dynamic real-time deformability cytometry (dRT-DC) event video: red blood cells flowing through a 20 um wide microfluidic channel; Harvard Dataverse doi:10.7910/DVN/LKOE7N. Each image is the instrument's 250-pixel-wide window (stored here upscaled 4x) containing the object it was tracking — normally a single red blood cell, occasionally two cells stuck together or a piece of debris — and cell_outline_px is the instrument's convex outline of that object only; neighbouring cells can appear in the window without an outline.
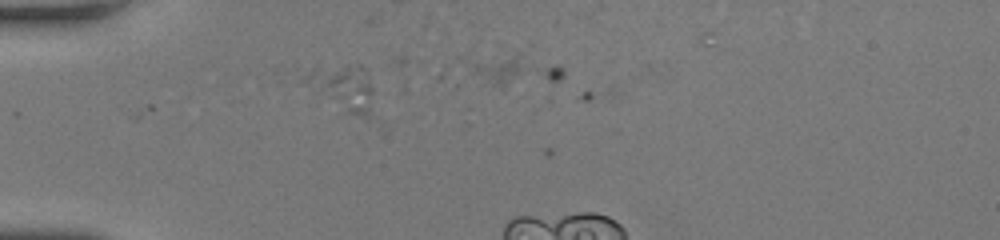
{"species": "human", "species_latin": "Homo sapiens", "temperature_condition": "room temperature", "stored_images_in_passage": 8, "camera_frame_rate_fps": 3000, "um_per_image_px": 0.085, "donor": {"sex": "female"}, "frame": {"image": 1, "passage_image": 5, "time_ms": 1.333, "image_size_px": [1000, 240], "cell_outline_px": [[372, 92], [368, 120], [348, 112], [300, 80], [312, 68], [344, 64], [360, 64], [368, 72], [372, 88]], "centroid_in_image_um": [29.18, 7.37], "position_along_channel_um": 55.8, "area_um2": 17.8}}